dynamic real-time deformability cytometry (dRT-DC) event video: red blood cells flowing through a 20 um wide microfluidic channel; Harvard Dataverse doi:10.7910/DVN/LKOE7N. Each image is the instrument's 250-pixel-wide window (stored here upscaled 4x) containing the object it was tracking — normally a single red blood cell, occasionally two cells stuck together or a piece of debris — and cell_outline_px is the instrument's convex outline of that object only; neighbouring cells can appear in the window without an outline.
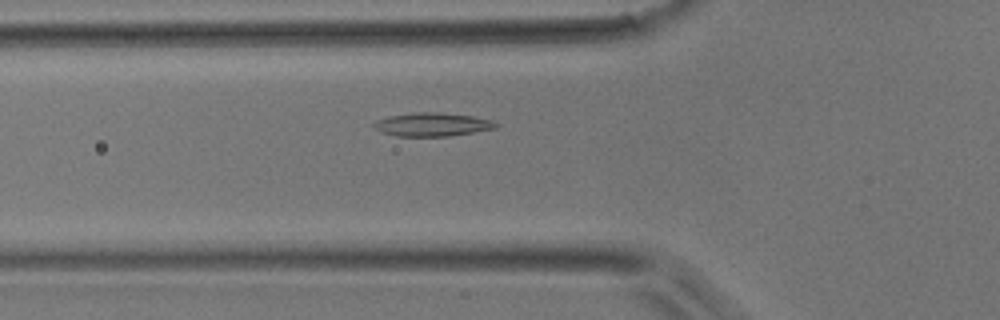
{"species": "common noctule bat (a hibernating species)", "species_latin": "Nyctalus noctula", "temperature_condition": "room temperature", "stored_images_in_passage": 29, "camera_frame_rate_fps": 3000, "um_per_image_px": 0.085, "animal": {"sex": "male", "body_mass_g": 17.9}, "frame": {"image": 1, "passage_image": 3, "time_ms": 0.667, "image_size_px": [1000, 320], "cell_outline_px": [[500, 124], [496, 128], [452, 136], [396, 136], [372, 128], [372, 124], [376, 120], [388, 116], [416, 112], [436, 112], [472, 116], [492, 120]], "centroid_in_image_um": [36.74, 10.58], "position_along_channel_um": 89.1, "area_um2": 16.76}}
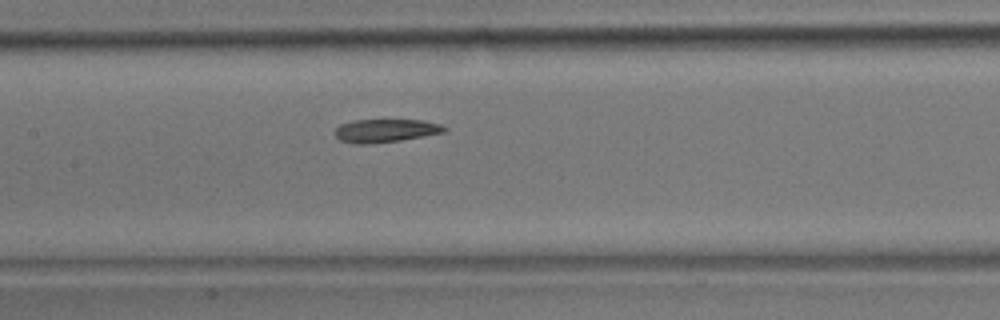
{"frame": {"image": 2, "passage_image": 9, "time_ms": 2.667, "image_size_px": [1000, 320], "cell_outline_px": [[448, 128], [444, 132], [400, 140], [368, 144], [352, 144], [340, 140], [332, 132], [340, 124], [352, 120], [424, 120], [440, 124]], "centroid_in_image_um": [32.72, 11.1], "position_along_channel_um": 174.7, "area_um2": 14.85}}
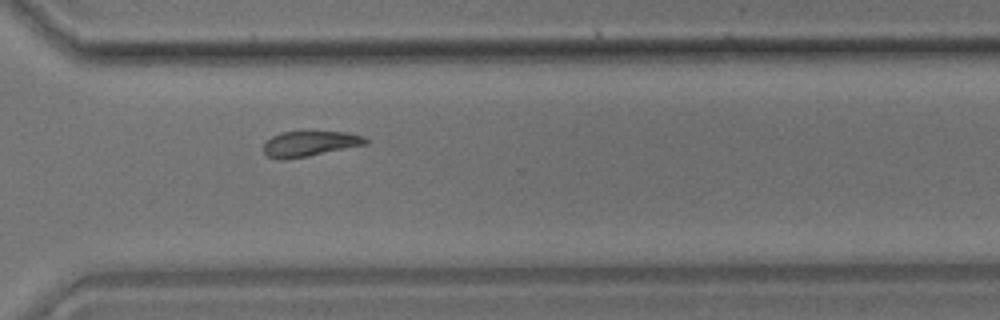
{"frame": {"image": 3, "passage_image": 21, "time_ms": 6.667, "image_size_px": [1000, 320], "cell_outline_px": [[368, 144], [308, 156], [284, 160], [280, 160], [268, 156], [264, 152], [264, 144], [272, 136], [280, 132], [348, 132], [364, 136], [368, 140]], "centroid_in_image_um": [26.35, 12.22], "position_along_channel_um": 344.3, "area_um2": 15.03}}